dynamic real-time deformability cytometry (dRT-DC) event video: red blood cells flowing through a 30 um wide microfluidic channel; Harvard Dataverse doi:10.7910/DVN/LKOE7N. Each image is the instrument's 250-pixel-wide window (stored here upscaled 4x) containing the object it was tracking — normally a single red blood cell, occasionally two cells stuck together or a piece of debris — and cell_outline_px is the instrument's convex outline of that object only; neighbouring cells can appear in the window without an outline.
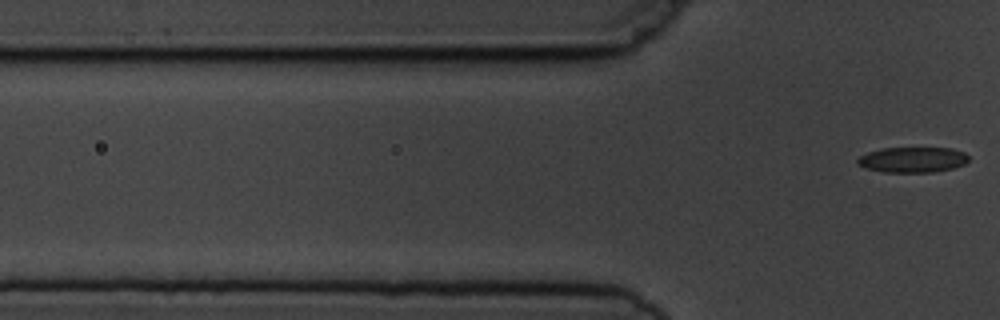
{"species": "common noctule bat (a hibernating species)", "species_latin": "Nyctalus noctula", "temperature_condition": "cold", "stored_images_in_passage": 7, "segment_of_instrument_passage": [2, 2], "camera_frame_rate_fps": 3000, "um_per_image_px": 0.085, "animal": {"sex": "male", "body_mass_g": 19.5, "forearm_length_mm": 54.6}, "frame": {"image": 1, "passage_image": 7, "time_ms": 7.667, "image_size_px": [1000, 320], "cell_outline_px": [[968, 160], [964, 164], [952, 168], [932, 172], [884, 172], [868, 168], [856, 164], [856, 160], [860, 156], [868, 152], [880, 148], [952, 148], [964, 152], [968, 156]], "centroid_in_image_um": [77.56, 13.57], "position_along_channel_um": 48.2, "area_um2": 16.42}}